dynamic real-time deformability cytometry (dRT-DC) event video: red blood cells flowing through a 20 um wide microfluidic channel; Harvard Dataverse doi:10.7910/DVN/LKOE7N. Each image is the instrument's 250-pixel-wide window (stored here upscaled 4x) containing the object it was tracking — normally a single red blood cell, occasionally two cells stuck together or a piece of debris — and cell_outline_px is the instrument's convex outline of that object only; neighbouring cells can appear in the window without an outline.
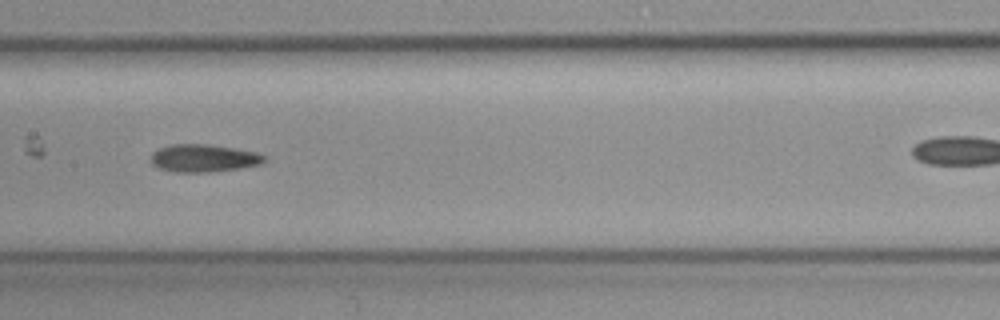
{"species": "common noctule bat (a hibernating species)", "species_latin": "Nyctalus noctula", "temperature_condition": "cold", "stored_images_in_passage": 22, "camera_frame_rate_fps": 3000, "um_per_image_px": 0.085, "animal": {"sex": "female", "body_mass_g": 19.3, "forearm_length_mm": 54.1}, "frame": {"image": 1, "passage_image": 16, "time_ms": 5.0, "image_size_px": [1000, 320], "cell_outline_px": [[264, 160], [260, 164], [240, 168], [208, 172], [176, 172], [160, 168], [152, 164], [152, 152], [160, 148], [172, 144], [204, 144], [232, 148], [256, 152], [264, 156]], "centroid_in_image_um": [17.28, 13.44], "position_along_channel_um": 190.1, "area_um2": 17.92}}